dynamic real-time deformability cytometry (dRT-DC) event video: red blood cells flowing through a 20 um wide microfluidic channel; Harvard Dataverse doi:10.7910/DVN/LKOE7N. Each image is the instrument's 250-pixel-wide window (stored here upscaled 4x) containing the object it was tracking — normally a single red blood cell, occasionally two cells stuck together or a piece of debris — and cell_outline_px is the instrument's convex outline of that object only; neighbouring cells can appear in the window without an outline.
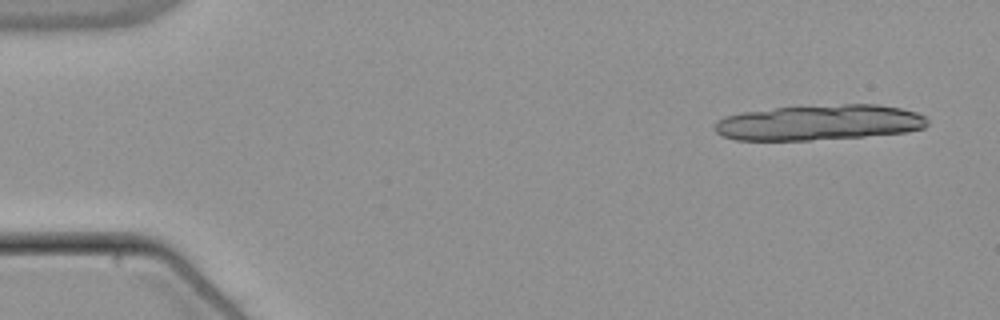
{"species": "common noctule bat (a hibernating species)", "species_latin": "Nyctalus noctula", "temperature_condition": "warm", "stored_images_in_passage": 9, "segment_of_instrument_passage": [1, 2], "camera_frame_rate_fps": 3000, "um_per_image_px": 0.085, "animal": {"sex": "male", "body_mass_g": 21.5, "forearm_length_mm": 52.0}, "frame": {"image": 1, "passage_image": 1, "time_ms": 0.0, "image_size_px": [1000, 320], "cell_outline_px": [[912, 128], [888, 132], [816, 136], [788, 136], [864, 108], [888, 108], [908, 112]], "centroid_in_image_um": [73.28, 10.47], "position_along_channel_um": 11.7, "area_um2": 14.68}}